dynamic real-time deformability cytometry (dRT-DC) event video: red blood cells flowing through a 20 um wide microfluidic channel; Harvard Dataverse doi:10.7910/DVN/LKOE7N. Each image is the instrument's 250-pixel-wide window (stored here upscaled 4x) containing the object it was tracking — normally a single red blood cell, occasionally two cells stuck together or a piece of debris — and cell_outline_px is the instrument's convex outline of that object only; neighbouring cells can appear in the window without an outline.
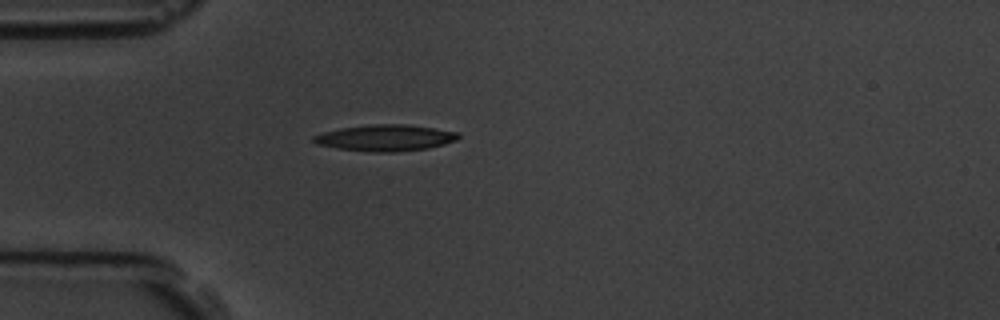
{"species": "common noctule bat (a hibernating species)", "species_latin": "Nyctalus noctula", "temperature_condition": "room temperature", "stored_images_in_passage": 1, "camera_frame_rate_fps": 3000, "um_per_image_px": 0.085, "animal": {"sex": "male", "body_mass_g": 19.5, "forearm_length_mm": 54.6}, "frame": {"image": 1, "passage_image": 1, "time_ms": 0.0, "image_size_px": [1000, 320], "cell_outline_px": [[460, 136], [456, 140], [444, 144], [428, 148], [392, 152], [376, 152], [336, 148], [316, 144], [312, 140], [312, 136], [324, 132], [340, 128], [372, 124], [408, 124], [460, 132]], "centroid_in_image_um": [32.76, 11.71], "position_along_channel_um": 52.2, "area_um2": 22.2}}